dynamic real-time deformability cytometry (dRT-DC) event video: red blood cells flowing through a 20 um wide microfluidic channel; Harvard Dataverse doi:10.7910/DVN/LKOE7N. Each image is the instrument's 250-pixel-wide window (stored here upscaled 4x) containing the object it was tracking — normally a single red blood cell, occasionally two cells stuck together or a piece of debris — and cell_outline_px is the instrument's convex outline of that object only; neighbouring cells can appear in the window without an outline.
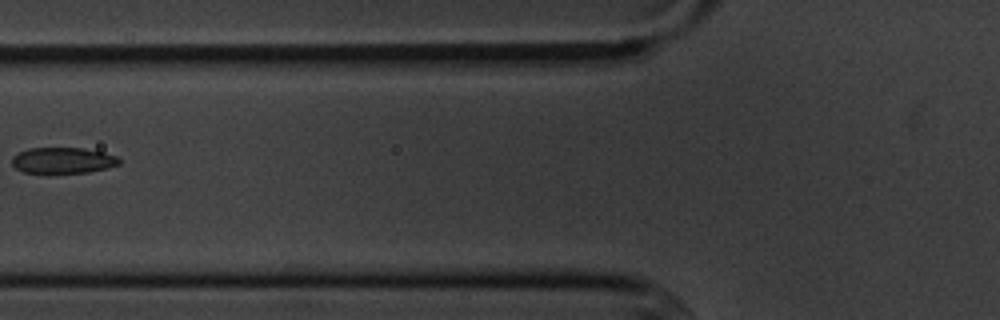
{"species": "common noctule bat (a hibernating species)", "species_latin": "Nyctalus noctula", "temperature_condition": "cold", "stored_images_in_passage": 6, "camera_frame_rate_fps": 3000, "um_per_image_px": 0.085, "animal": {"sex": "male", "body_mass_g": 20.1, "forearm_length_mm": 53.5}, "frame": {"image": 1, "passage_image": 6, "time_ms": 6.667, "image_size_px": [1000, 320], "cell_outline_px": [[120, 164], [108, 168], [88, 172], [24, 172], [16, 168], [12, 164], [12, 156], [28, 148], [84, 148], [104, 152], [116, 156], [120, 160]], "centroid_in_image_um": [5.37, 13.62], "position_along_channel_um": 120.4, "area_um2": 16.07}}